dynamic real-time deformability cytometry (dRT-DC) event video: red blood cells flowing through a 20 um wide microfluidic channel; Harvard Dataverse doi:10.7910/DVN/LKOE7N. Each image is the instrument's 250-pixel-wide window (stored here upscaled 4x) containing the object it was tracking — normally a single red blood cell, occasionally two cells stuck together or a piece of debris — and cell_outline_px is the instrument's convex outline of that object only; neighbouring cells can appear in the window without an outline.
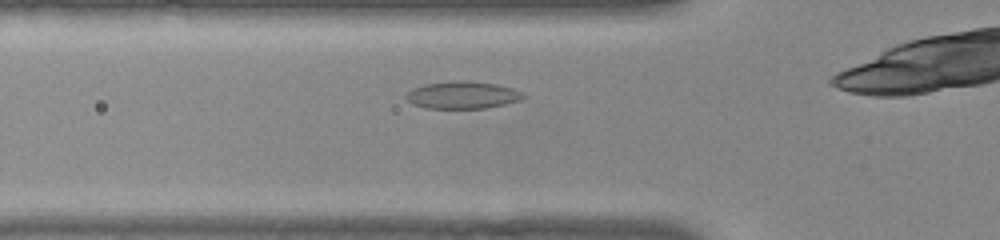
{"species": "common noctule bat (a hibernating species)", "species_latin": "Nyctalus noctula", "temperature_condition": "warm", "stored_images_in_passage": 22, "camera_frame_rate_fps": 3000, "um_per_image_px": 0.085, "animal": {"sex": "female", "body_mass_g": 22.0, "forearm_length_mm": 56.7}, "frame": {"image": 1, "passage_image": 4, "time_ms": 1.0, "image_size_px": [1000, 240], "cell_outline_px": [[528, 96], [520, 100], [504, 104], [484, 108], [428, 108], [412, 104], [404, 96], [412, 88], [424, 84], [456, 80], [468, 80], [496, 84], [512, 88], [524, 92]], "centroid_in_image_um": [39.33, 8.06], "position_along_channel_um": 86.5, "area_um2": 18.79}}
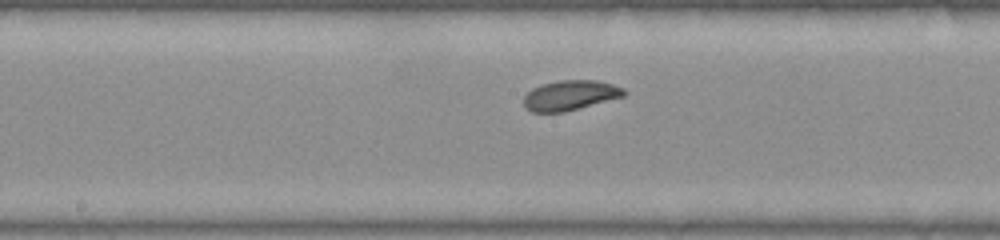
{"frame": {"image": 2, "passage_image": 13, "time_ms": 4.0, "image_size_px": [1000, 240], "cell_outline_px": [[628, 92], [624, 96], [564, 112], [532, 112], [524, 104], [524, 96], [532, 88], [544, 84], [560, 80], [596, 80], [612, 84], [624, 88]], "centroid_in_image_um": [48.49, 8.09], "position_along_channel_um": 199.7, "area_um2": 17.34}}
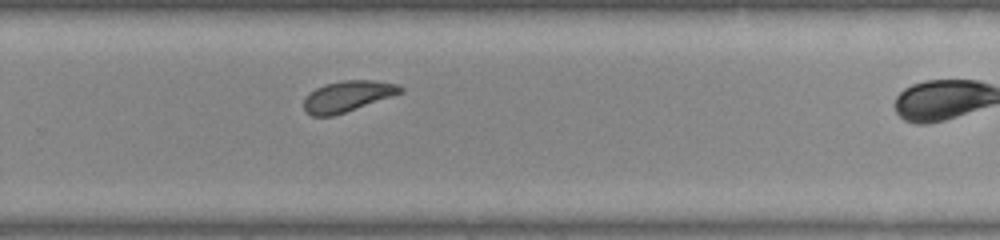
{"frame": {"image": 3, "passage_image": 21, "time_ms": 6.667, "image_size_px": [1000, 240], "cell_outline_px": [[404, 92], [332, 116], [312, 116], [304, 112], [304, 96], [308, 92], [324, 84], [344, 80], [372, 80], [396, 84], [404, 88]], "centroid_in_image_um": [29.49, 8.18], "position_along_channel_um": 300.3, "area_um2": 17.34}}